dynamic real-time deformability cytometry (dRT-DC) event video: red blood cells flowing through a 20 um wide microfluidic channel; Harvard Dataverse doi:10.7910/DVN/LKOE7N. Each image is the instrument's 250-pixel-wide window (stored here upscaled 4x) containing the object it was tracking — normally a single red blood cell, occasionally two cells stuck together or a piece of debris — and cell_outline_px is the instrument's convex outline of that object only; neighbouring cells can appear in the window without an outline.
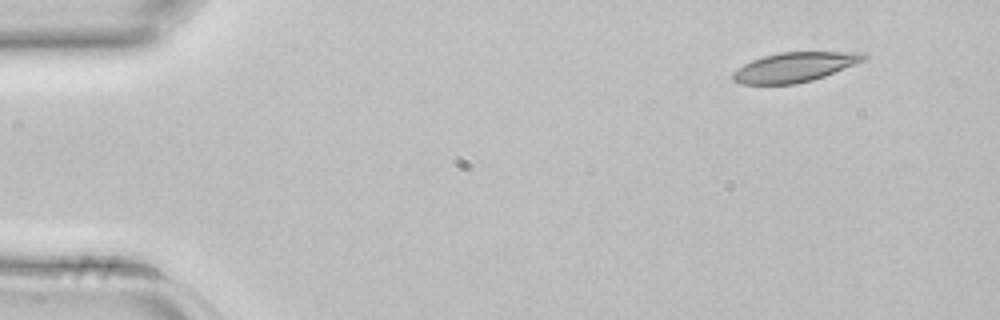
{"species": "common noctule bat (a hibernating species)", "species_latin": "Nyctalus noctula", "temperature_condition": "room temperature", "stored_images_in_passage": 3, "segment_of_instrument_passage": [2, 2], "camera_frame_rate_fps": 3000, "um_per_image_px": 0.085, "animal": {"sex": "female", "body_mass_g": 22.7, "forearm_length_mm": 54.2}, "frame": {"image": 1, "passage_image": 3, "time_ms": 0.667, "image_size_px": [1000, 320], "cell_outline_px": [[868, 56], [864, 60], [824, 76], [812, 80], [796, 84], [740, 84], [732, 80], [732, 72], [744, 64], [752, 60], [764, 56], [780, 52], [864, 52]], "centroid_in_image_um": [67.51, 5.7], "position_along_channel_um": 17.5, "area_um2": 22.43}}